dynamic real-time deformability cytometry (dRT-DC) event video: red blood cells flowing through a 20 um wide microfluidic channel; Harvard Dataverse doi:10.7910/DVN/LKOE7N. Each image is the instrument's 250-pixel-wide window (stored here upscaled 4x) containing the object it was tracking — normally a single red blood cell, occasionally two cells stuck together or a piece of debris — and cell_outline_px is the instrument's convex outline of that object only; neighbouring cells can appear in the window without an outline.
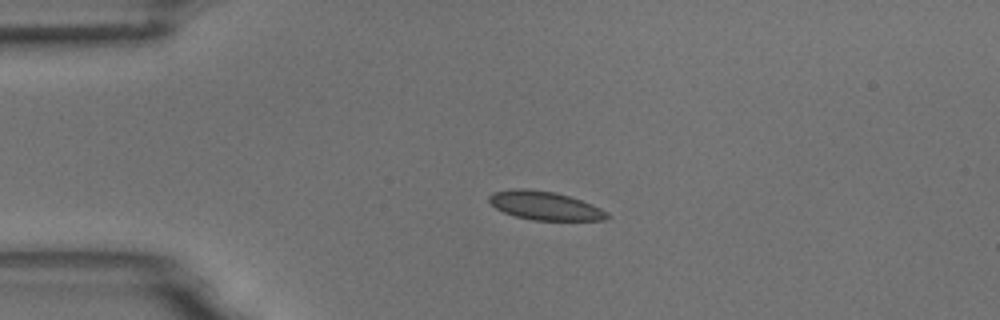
{"species": "common noctule bat (a hibernating species)", "species_latin": "Nyctalus noctula", "temperature_condition": "room temperature", "stored_images_in_passage": 4, "camera_frame_rate_fps": 3000, "um_per_image_px": 0.085, "animal": {"sex": "male", "body_mass_g": 18.8}, "frame": {"image": 1, "passage_image": 3, "time_ms": 0.667, "image_size_px": [1000, 320], "cell_outline_px": [[612, 216], [604, 220], [532, 220], [516, 216], [504, 212], [496, 208], [488, 200], [488, 196], [492, 192], [512, 188], [524, 188], [556, 192], [592, 204], [608, 212]], "centroid_in_image_um": [46.31, 17.47], "position_along_channel_um": 38.7, "area_um2": 19.71}}